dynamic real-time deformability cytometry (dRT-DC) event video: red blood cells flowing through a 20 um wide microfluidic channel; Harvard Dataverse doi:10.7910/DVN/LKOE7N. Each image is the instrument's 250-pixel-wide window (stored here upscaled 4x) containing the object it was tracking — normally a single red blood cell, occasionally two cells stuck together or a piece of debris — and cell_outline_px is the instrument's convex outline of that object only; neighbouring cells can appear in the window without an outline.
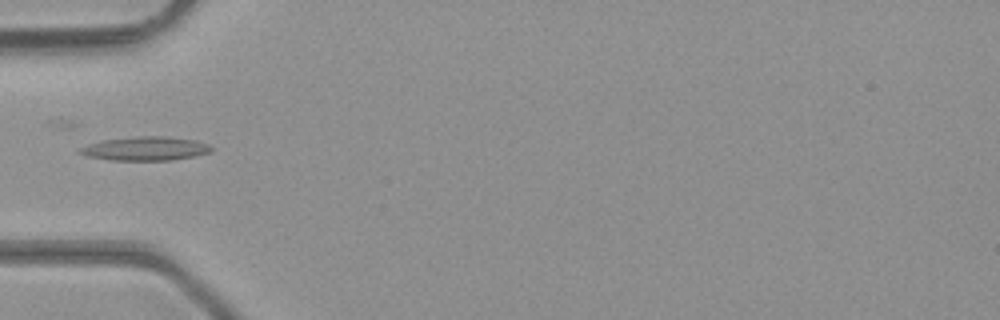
{"species": "common noctule bat (a hibernating species)", "species_latin": "Nyctalus noctula", "temperature_condition": "room temperature", "stored_images_in_passage": 5, "camera_frame_rate_fps": 3000, "um_per_image_px": 0.085, "animal": {"sex": "male", "body_mass_g": 23.1, "forearm_length_mm": 52.7}, "frame": {"image": 1, "passage_image": 4, "time_ms": 1.0, "image_size_px": [1000, 320], "cell_outline_px": [[212, 152], [196, 156], [172, 160], [112, 160], [88, 156], [76, 152], [80, 148], [88, 144], [104, 140], [136, 136], [168, 136], [196, 140], [208, 144], [212, 148]], "centroid_in_image_um": [12.4, 12.63], "position_along_channel_um": 72.6, "area_um2": 18.32}}
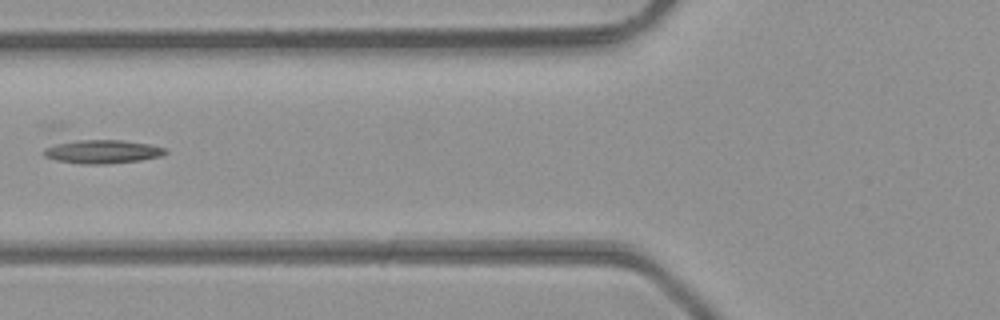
{"frame": {"image": 2, "passage_image": 5, "time_ms": 1.333, "image_size_px": [1000, 320], "cell_outline_px": [[168, 152], [160, 156], [140, 160], [104, 164], [84, 164], [56, 160], [44, 156], [44, 148], [64, 140], [124, 140], [152, 144], [164, 148]], "centroid_in_image_um": [8.68, 12.87], "position_along_channel_um": 117.1, "area_um2": 16.82}}